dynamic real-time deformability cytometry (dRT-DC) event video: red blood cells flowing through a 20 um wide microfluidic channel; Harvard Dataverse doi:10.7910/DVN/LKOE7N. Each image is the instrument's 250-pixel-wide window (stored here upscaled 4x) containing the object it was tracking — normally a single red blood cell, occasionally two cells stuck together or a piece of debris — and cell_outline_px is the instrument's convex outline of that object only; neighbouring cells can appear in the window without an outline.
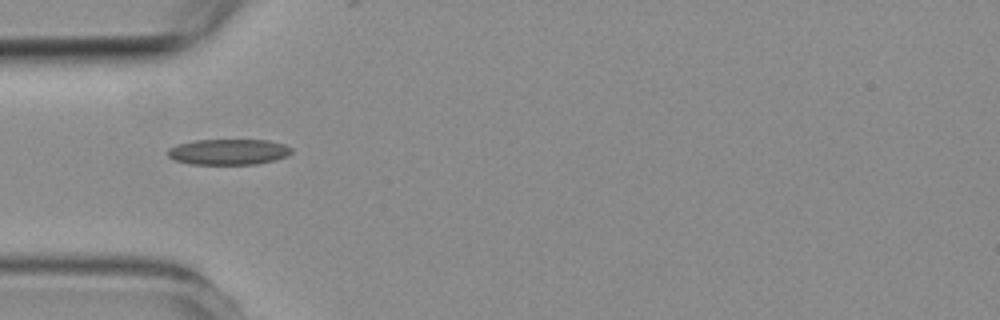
{"species": "common noctule bat (a hibernating species)", "species_latin": "Nyctalus noctula", "temperature_condition": "room temperature", "stored_images_in_passage": 3, "camera_frame_rate_fps": 3000, "um_per_image_px": 0.085, "animal": {"sex": "female", "body_mass_g": 19.3, "forearm_length_mm": 54.1}, "frame": {"image": 1, "passage_image": 1, "time_ms": 0.0, "image_size_px": [1000, 320], "cell_outline_px": [[292, 152], [288, 156], [276, 160], [256, 164], [192, 164], [176, 160], [168, 156], [168, 148], [176, 144], [196, 140], [268, 140], [284, 144], [292, 148]], "centroid_in_image_um": [19.45, 12.9], "position_along_channel_um": 65.6, "area_um2": 18.61}}
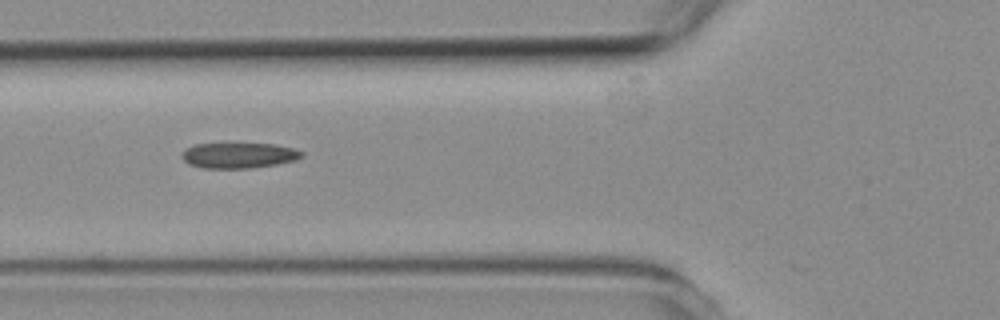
{"frame": {"image": 2, "passage_image": 2, "time_ms": 1.0, "image_size_px": [1000, 320], "cell_outline_px": [[304, 156], [296, 160], [276, 164], [252, 168], [204, 168], [188, 164], [180, 156], [188, 148], [196, 144], [276, 144], [292, 148], [304, 152]], "centroid_in_image_um": [20.33, 13.21], "position_along_channel_um": 105.5, "area_um2": 17.69}}
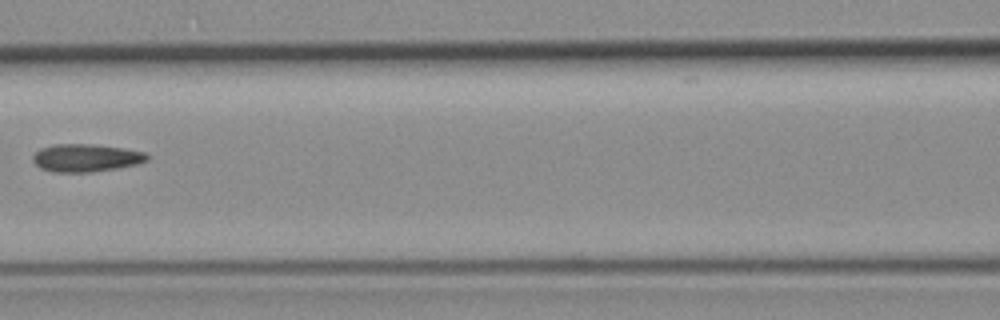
{"frame": {"image": 3, "passage_image": 3, "time_ms": 2.333, "image_size_px": [1000, 320], "cell_outline_px": [[148, 160], [136, 164], [116, 168], [92, 172], [52, 172], [40, 168], [32, 160], [32, 156], [40, 148], [52, 144], [92, 144], [124, 148], [144, 152], [148, 156]], "centroid_in_image_um": [7.27, 13.41], "position_along_channel_um": 159.3, "area_um2": 18.5}}